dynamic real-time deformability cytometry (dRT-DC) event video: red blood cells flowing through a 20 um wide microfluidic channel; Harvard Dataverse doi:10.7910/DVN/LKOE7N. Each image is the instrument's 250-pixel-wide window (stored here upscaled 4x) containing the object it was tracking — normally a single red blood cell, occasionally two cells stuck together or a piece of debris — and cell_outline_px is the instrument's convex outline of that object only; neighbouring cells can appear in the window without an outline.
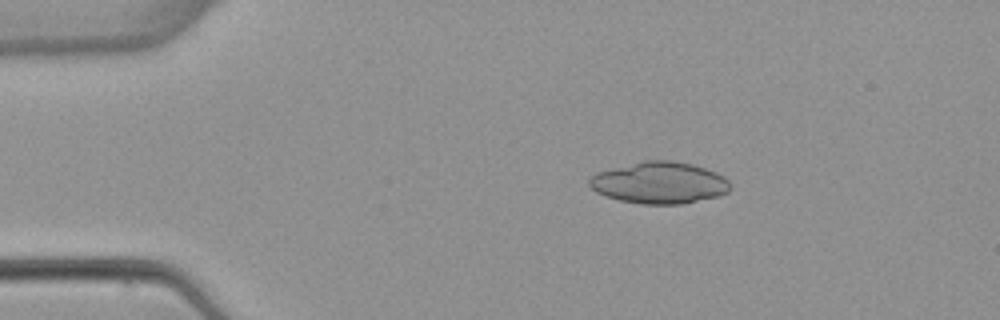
{"species": "common noctule bat (a hibernating species)", "species_latin": "Nyctalus noctula", "temperature_condition": "warm", "stored_images_in_passage": 5, "camera_frame_rate_fps": 3000, "um_per_image_px": 0.085, "animal": {"sex": "female", "body_mass_g": 22.7, "forearm_length_mm": 54.2}, "frame": {"image": 1, "passage_image": 1, "time_ms": 0.0, "image_size_px": [1000, 320], "cell_outline_px": [[732, 188], [728, 192], [720, 196], [680, 204], [640, 204], [620, 200], [604, 196], [596, 192], [588, 184], [588, 176], [596, 172], [644, 160], [672, 160], [692, 164], [716, 172], [724, 176], [732, 184]], "centroid_in_image_um": [56.05, 15.53], "position_along_channel_um": 29.0, "area_um2": 34.62}}